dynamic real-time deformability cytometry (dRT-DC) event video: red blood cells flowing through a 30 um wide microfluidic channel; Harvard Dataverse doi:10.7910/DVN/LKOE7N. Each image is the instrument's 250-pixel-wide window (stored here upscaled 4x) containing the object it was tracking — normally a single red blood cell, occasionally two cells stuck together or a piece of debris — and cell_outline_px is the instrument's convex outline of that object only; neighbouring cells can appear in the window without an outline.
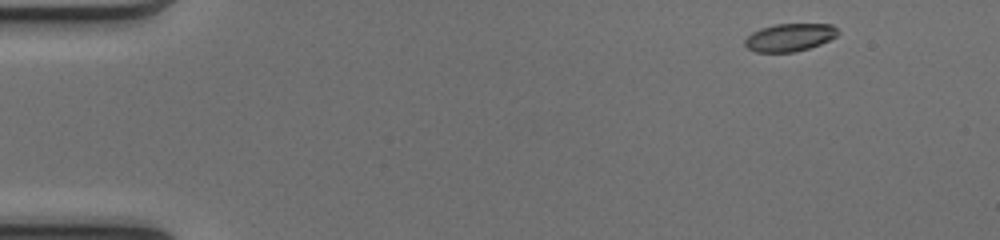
{"species": "common noctule bat (a hibernating species)", "species_latin": "Nyctalus noctula", "temperature_condition": "cold", "stored_images_in_passage": 46, "camera_frame_rate_fps": 3000, "um_per_image_px": 0.085, "animal": {"sex": "female", "body_mass_g": 17.0, "forearm_length_mm": 48.0}, "frame": {"image": 1, "passage_image": 1, "time_ms": 0.0, "image_size_px": [1000, 240], "cell_outline_px": [[840, 32], [836, 36], [820, 44], [808, 48], [792, 52], [756, 52], [748, 48], [744, 44], [744, 40], [752, 32], [760, 28], [776, 24], [832, 24]], "centroid_in_image_um": [67.11, 3.17], "position_along_channel_um": 17.9, "area_um2": 14.97}}
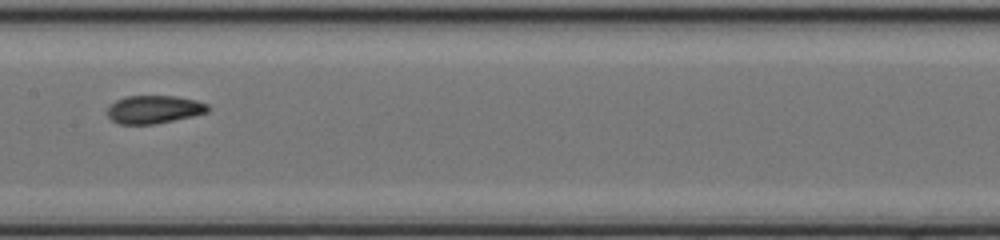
{"frame": {"image": 2, "passage_image": 22, "time_ms": 7.0, "image_size_px": [1000, 240], "cell_outline_px": [[208, 112], [192, 116], [156, 124], [120, 124], [112, 120], [108, 116], [108, 108], [116, 100], [124, 96], [176, 96], [196, 100], [208, 104]], "centroid_in_image_um": [13.09, 9.3], "position_along_channel_um": 194.3, "area_um2": 16.36}}
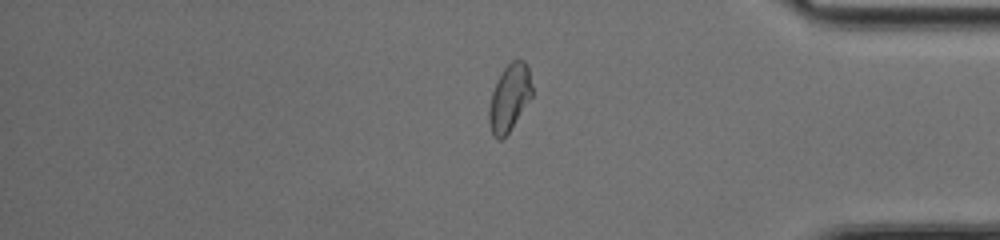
{"frame": {"image": 3, "passage_image": 38, "time_ms": 12.333, "image_size_px": [1000, 240], "cell_outline_px": [[532, 96], [508, 132], [500, 140], [496, 140], [492, 132], [488, 120], [488, 108], [492, 92], [504, 68], [512, 60], [524, 60], [528, 68], [532, 84]], "centroid_in_image_um": [43.29, 8.3], "position_along_channel_um": 391.9, "area_um2": 16.47}, "authors_computed_cell_mechanics": {"area_um2": 16.5886, "velocity_mm_per_s": 4.1144, "shape_relaxation_time_tau1_ms": 5.8367, "shape_relaxation_time_tau2_ms": 1.5909, "deformation_change_tau1": 0.1859, "deformation_change_tau2": 0.0646}}